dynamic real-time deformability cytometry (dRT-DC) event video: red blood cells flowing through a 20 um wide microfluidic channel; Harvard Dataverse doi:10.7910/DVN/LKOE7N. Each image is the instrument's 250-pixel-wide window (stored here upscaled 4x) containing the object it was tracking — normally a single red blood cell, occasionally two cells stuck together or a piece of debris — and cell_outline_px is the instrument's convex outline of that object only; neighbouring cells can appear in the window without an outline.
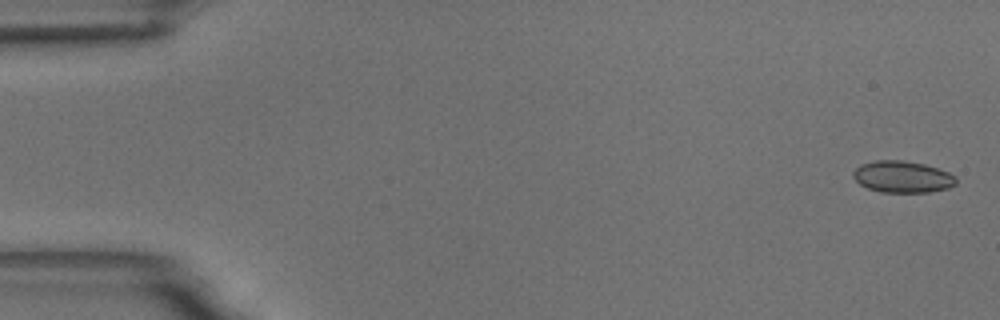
{"species": "common noctule bat (a hibernating species)", "species_latin": "Nyctalus noctula", "temperature_condition": "room temperature", "stored_images_in_passage": 57, "camera_frame_rate_fps": 3000, "um_per_image_px": 0.085, "animal": {"sex": "male", "body_mass_g": 18.8}, "frame": {"image": 1, "passage_image": 2, "time_ms": 0.333, "image_size_px": [1000, 320], "cell_outline_px": [[956, 184], [948, 188], [928, 192], [880, 192], [868, 188], [860, 184], [852, 176], [852, 172], [860, 164], [876, 160], [904, 160], [924, 164], [948, 172], [956, 176]], "centroid_in_image_um": [76.69, 15.02], "position_along_channel_um": 8.3, "area_um2": 19.02}}
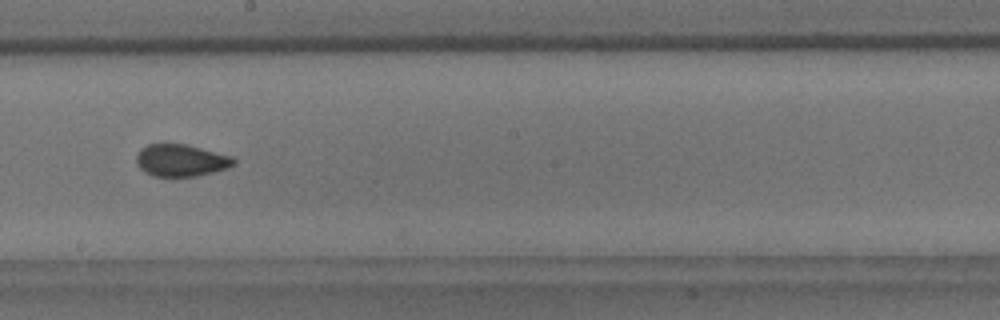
{"frame": {"image": 2, "passage_image": 32, "time_ms": 10.333, "image_size_px": [1000, 320], "cell_outline_px": [[236, 164], [228, 168], [196, 176], [152, 176], [144, 172], [140, 168], [136, 160], [136, 156], [140, 148], [148, 144], [188, 144], [232, 156], [236, 160]], "centroid_in_image_um": [15.39, 13.62], "position_along_channel_um": 232.8, "area_um2": 18.32}}
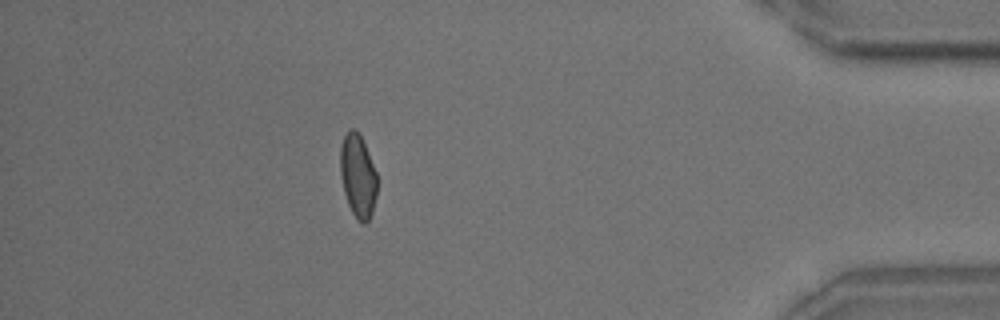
{"frame": {"image": 3, "passage_image": 50, "time_ms": 16.333, "image_size_px": [1000, 320], "cell_outline_px": [[376, 196], [372, 212], [368, 220], [364, 224], [352, 212], [348, 204], [344, 192], [340, 172], [340, 148], [344, 136], [352, 128], [360, 136], [364, 144], [376, 172]], "centroid_in_image_um": [30.41, 14.96], "position_along_channel_um": 404.8, "area_um2": 17.34}}